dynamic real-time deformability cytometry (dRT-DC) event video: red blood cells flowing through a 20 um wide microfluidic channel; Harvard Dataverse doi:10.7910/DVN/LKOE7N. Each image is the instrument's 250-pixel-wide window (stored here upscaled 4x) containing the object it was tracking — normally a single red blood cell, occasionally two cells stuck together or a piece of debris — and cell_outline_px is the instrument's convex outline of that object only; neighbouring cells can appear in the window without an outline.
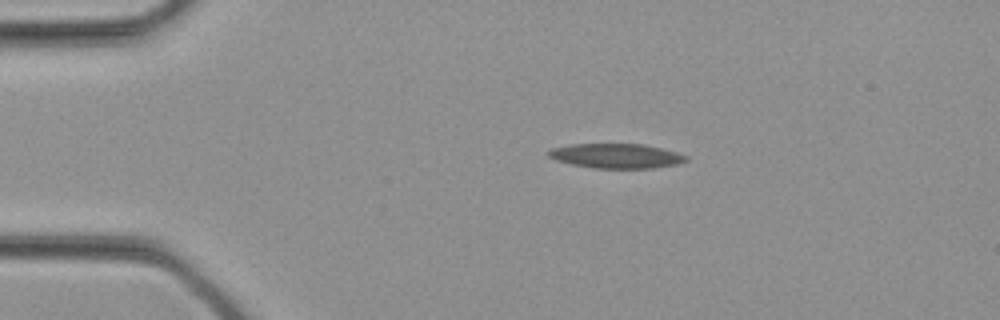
{"species": "common noctule bat (a hibernating species)", "species_latin": "Nyctalus noctula", "temperature_condition": "cold", "stored_images_in_passage": 35, "segment_of_instrument_passage": [1, 2], "camera_frame_rate_fps": 3000, "um_per_image_px": 0.085, "animal": {"sex": "female", "body_mass_g": 21.9}, "frame": {"image": 1, "passage_image": 7, "time_ms": 2.0, "image_size_px": [1000, 320], "cell_outline_px": [[688, 160], [680, 164], [652, 168], [592, 168], [572, 164], [556, 160], [548, 156], [548, 152], [552, 148], [572, 144], [644, 144], [676, 152], [688, 156]], "centroid_in_image_um": [52.41, 13.25], "position_along_channel_um": 32.6, "area_um2": 19.71}}
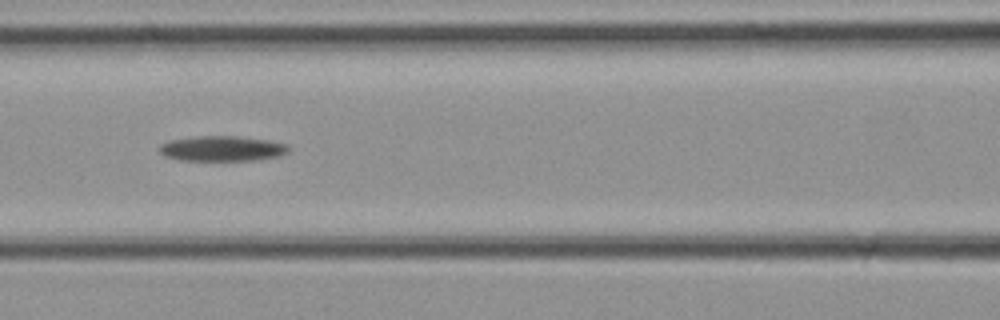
{"frame": {"image": 2, "passage_image": 15, "time_ms": 4.667, "image_size_px": [1000, 320], "cell_outline_px": [[288, 152], [280, 156], [256, 160], [180, 160], [164, 156], [160, 152], [160, 144], [168, 140], [200, 136], [240, 136], [268, 140], [288, 144]], "centroid_in_image_um": [18.89, 12.62], "position_along_channel_um": 147.7, "area_um2": 19.02}}
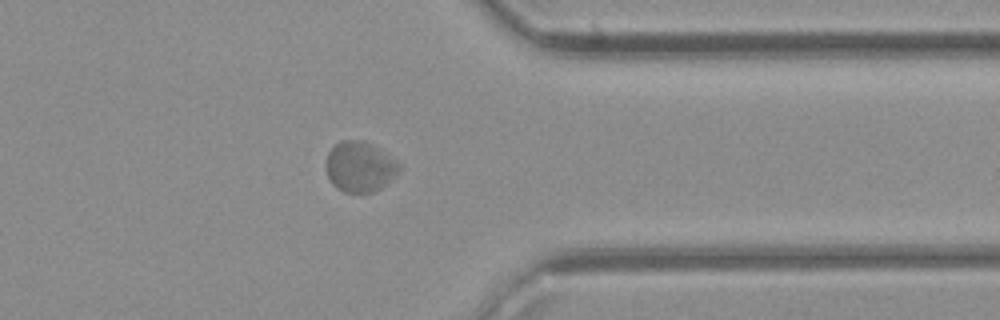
{"frame": {"image": 3, "passage_image": 27, "time_ms": 8.667, "image_size_px": [1000, 320], "cell_outline_px": [[400, 172], [380, 188], [372, 192], [344, 192], [336, 188], [332, 184], [324, 168], [324, 164], [328, 152], [340, 140], [364, 140], [372, 144], [400, 160]], "centroid_in_image_um": [30.59, 14.15], "position_along_channel_um": 380.8, "area_um2": 21.91}}